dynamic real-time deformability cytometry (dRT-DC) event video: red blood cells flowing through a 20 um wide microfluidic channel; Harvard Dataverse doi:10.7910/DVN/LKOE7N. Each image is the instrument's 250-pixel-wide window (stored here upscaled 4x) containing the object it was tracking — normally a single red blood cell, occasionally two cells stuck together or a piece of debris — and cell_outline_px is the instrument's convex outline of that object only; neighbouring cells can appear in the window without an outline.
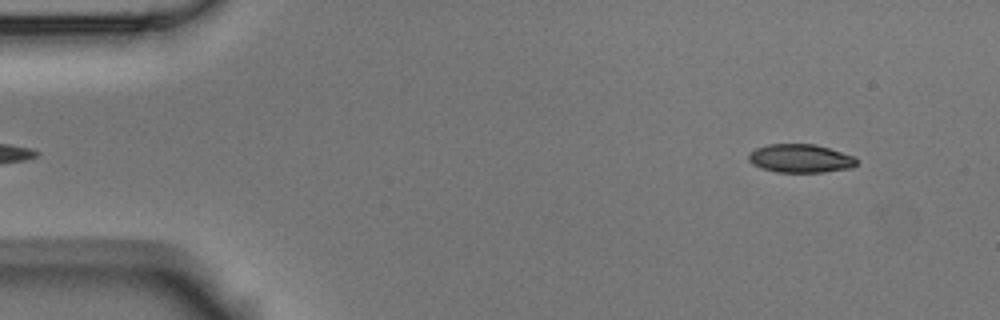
{"species": "Egyptian fruit bat (a non-hibernating species)", "species_latin": "Rousettus aegyptiacus", "temperature_condition": "room temperature", "stored_images_in_passage": 5, "segment_of_instrument_passage": [2, 2], "camera_frame_rate_fps": 3000, "um_per_image_px": 0.085, "animal": {"sex": "male"}, "frame": {"image": 1, "passage_image": 5, "time_ms": 5.667, "image_size_px": [1000, 320], "cell_outline_px": [[856, 164], [852, 168], [824, 172], [776, 172], [760, 168], [752, 164], [748, 160], [748, 152], [756, 148], [768, 144], [816, 144], [856, 156]], "centroid_in_image_um": [68.02, 13.46], "position_along_channel_um": 17.0, "area_um2": 18.15}}